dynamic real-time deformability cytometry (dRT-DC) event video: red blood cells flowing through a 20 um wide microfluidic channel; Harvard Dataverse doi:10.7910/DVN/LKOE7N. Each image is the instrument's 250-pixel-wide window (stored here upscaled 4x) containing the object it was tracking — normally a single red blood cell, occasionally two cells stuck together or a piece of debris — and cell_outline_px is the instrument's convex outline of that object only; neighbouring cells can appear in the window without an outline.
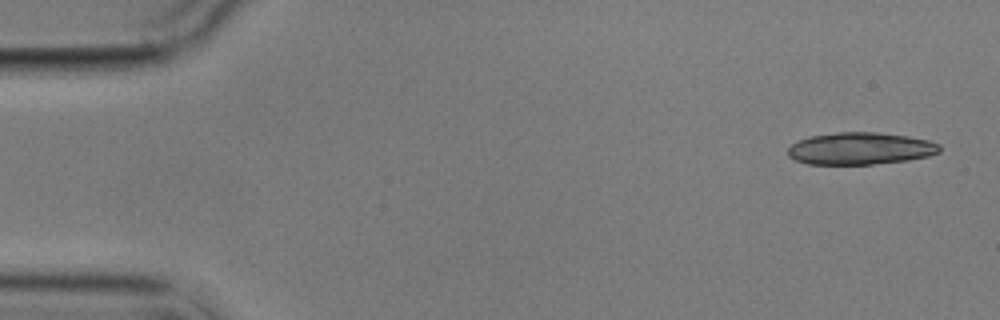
{"species": "common noctule bat (a hibernating species)", "species_latin": "Nyctalus noctula", "temperature_condition": "cold", "stored_images_in_passage": 4, "camera_frame_rate_fps": 3000, "um_per_image_px": 0.085, "animal": {"sex": "male", "body_mass_g": 17.9}, "frame": {"image": 1, "passage_image": 1, "time_ms": 0.0, "image_size_px": [1000, 320], "cell_outline_px": [[940, 152], [928, 156], [908, 160], [872, 164], [808, 164], [796, 160], [788, 156], [788, 148], [792, 144], [808, 136], [836, 132], [876, 132], [908, 136], [928, 140], [940, 144]], "centroid_in_image_um": [73.13, 12.62], "position_along_channel_um": 11.9, "area_um2": 28.44}}